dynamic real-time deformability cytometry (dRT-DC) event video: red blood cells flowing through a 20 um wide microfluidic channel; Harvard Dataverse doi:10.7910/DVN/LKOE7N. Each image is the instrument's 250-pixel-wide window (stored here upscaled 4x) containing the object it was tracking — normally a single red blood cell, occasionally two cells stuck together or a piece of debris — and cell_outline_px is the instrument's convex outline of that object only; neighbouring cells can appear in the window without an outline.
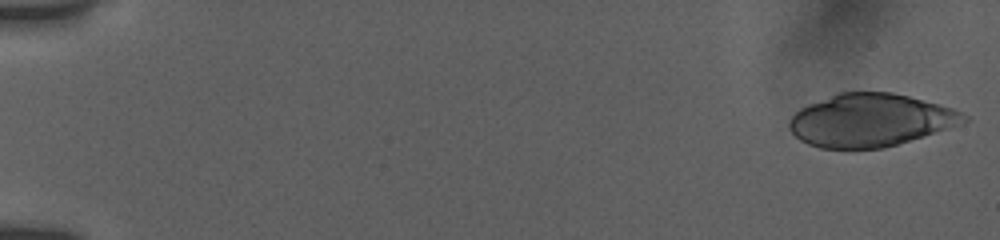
{"species": "human", "species_latin": "Homo sapiens", "temperature_condition": "room temperature", "stored_images_in_passage": 32, "camera_frame_rate_fps": 3000, "um_per_image_px": 0.085, "donor": {"sex": "female"}, "frame": {"image": 1, "passage_image": 1, "time_ms": 0.0, "image_size_px": [1000, 240], "cell_outline_px": [[968, 120], [884, 148], [820, 148], [808, 144], [800, 140], [788, 128], [788, 120], [800, 108], [808, 104], [836, 92], [892, 92], [908, 96], [952, 108], [968, 116]], "centroid_in_image_um": [73.88, 10.2], "position_along_channel_um": 11.1, "area_um2": 52.94}}
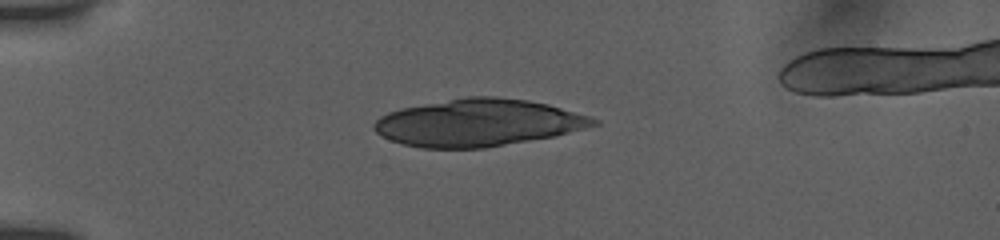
{"frame": {"image": 2, "passage_image": 11, "time_ms": 4.333, "image_size_px": [1000, 240], "cell_outline_px": [[600, 124], [552, 136], [484, 148], [424, 148], [404, 144], [392, 140], [376, 132], [372, 128], [372, 124], [380, 116], [388, 112], [400, 108], [468, 96], [496, 96], [528, 100], [548, 104], [588, 116], [600, 120]], "centroid_in_image_um": [40.62, 10.42], "position_along_channel_um": 44.4, "area_um2": 59.88}}